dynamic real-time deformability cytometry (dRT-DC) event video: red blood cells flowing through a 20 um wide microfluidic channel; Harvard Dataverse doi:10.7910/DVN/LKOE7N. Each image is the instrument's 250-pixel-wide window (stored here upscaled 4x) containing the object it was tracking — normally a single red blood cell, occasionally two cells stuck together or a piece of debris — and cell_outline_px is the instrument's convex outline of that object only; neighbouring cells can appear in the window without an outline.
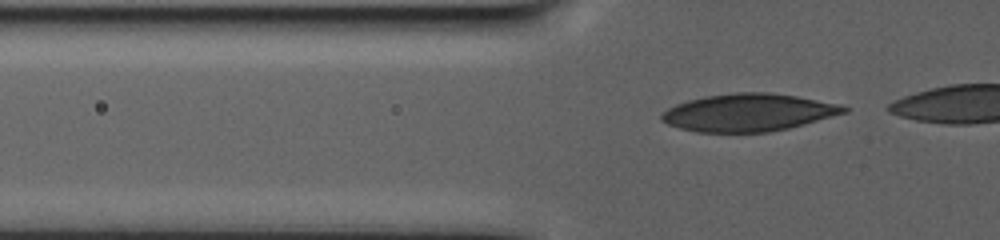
{"species": "human", "species_latin": "Homo sapiens", "temperature_condition": "warm", "stored_images_in_passage": 59, "camera_frame_rate_fps": 3000, "um_per_image_px": 0.085, "donor": {"sex": "male"}, "frame": {"image": 1, "passage_image": 3, "time_ms": 0.667, "image_size_px": [1000, 240], "cell_outline_px": [[848, 112], [804, 124], [788, 128], [768, 132], [696, 132], [680, 128], [668, 124], [660, 120], [660, 116], [668, 108], [676, 104], [688, 100], [704, 96], [736, 92], [768, 92], [796, 96], [840, 104], [848, 108]], "centroid_in_image_um": [63.6, 9.56], "position_along_channel_um": 62.2, "area_um2": 39.82}}
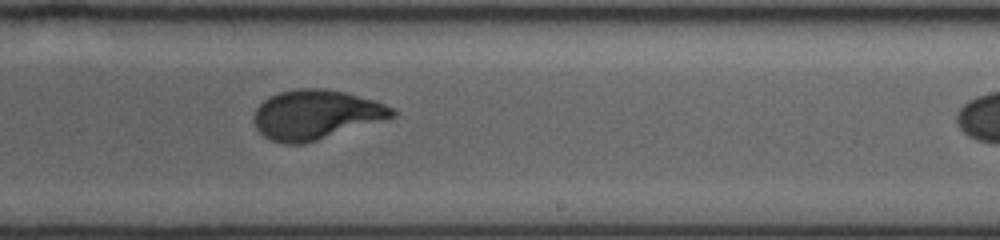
{"frame": {"image": 2, "passage_image": 35, "time_ms": 11.333, "image_size_px": [1000, 240], "cell_outline_px": [[396, 116], [304, 144], [284, 144], [272, 140], [264, 136], [256, 128], [252, 120], [252, 116], [256, 108], [268, 96], [280, 92], [296, 88], [328, 88], [376, 100], [392, 108], [396, 112]], "centroid_in_image_um": [26.81, 9.73], "position_along_channel_um": 262.2, "area_um2": 39.94}}
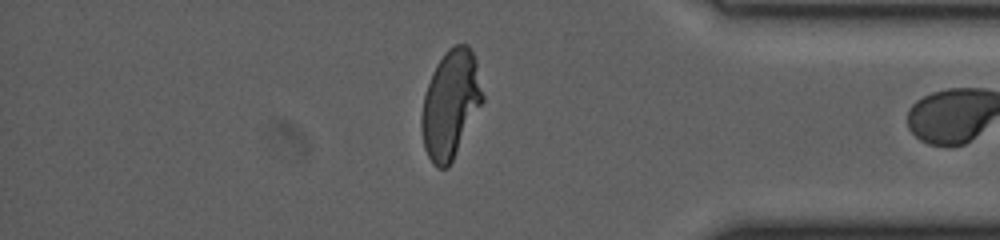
{"frame": {"image": 3, "passage_image": 58, "time_ms": 19.0, "image_size_px": [1000, 240], "cell_outline_px": [[484, 100], [448, 168], [436, 168], [432, 164], [424, 148], [420, 128], [420, 116], [424, 96], [432, 72], [436, 64], [444, 52], [448, 48], [456, 44], [468, 44], [476, 60], [484, 96]], "centroid_in_image_um": [38.28, 8.85], "position_along_channel_um": 396.9, "area_um2": 38.55}}